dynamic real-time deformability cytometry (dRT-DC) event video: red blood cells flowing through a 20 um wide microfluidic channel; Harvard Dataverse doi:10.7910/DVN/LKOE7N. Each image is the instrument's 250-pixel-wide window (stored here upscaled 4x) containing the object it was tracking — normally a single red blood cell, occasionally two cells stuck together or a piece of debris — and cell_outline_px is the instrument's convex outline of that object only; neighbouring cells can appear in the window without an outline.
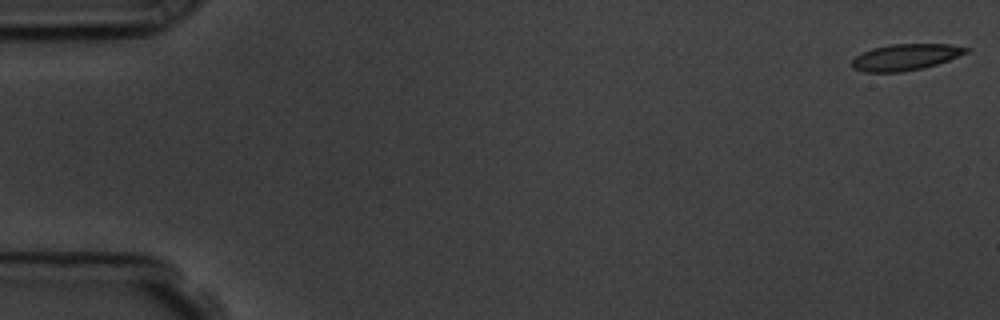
{"species": "common noctule bat (a hibernating species)", "species_latin": "Nyctalus noctula", "temperature_condition": "room temperature", "stored_images_in_passage": 9, "camera_frame_rate_fps": 3000, "um_per_image_px": 0.085, "animal": {"sex": "male", "body_mass_g": 19.5, "forearm_length_mm": 54.6}, "frame": {"image": 1, "passage_image": 1, "time_ms": 0.0, "image_size_px": [1000, 320], "cell_outline_px": [[972, 48], [968, 52], [948, 60], [924, 68], [900, 72], [864, 72], [852, 68], [852, 60], [856, 56], [872, 48], [892, 44], [948, 44]], "centroid_in_image_um": [76.97, 4.85], "position_along_channel_um": 8.0, "area_um2": 17.46}}